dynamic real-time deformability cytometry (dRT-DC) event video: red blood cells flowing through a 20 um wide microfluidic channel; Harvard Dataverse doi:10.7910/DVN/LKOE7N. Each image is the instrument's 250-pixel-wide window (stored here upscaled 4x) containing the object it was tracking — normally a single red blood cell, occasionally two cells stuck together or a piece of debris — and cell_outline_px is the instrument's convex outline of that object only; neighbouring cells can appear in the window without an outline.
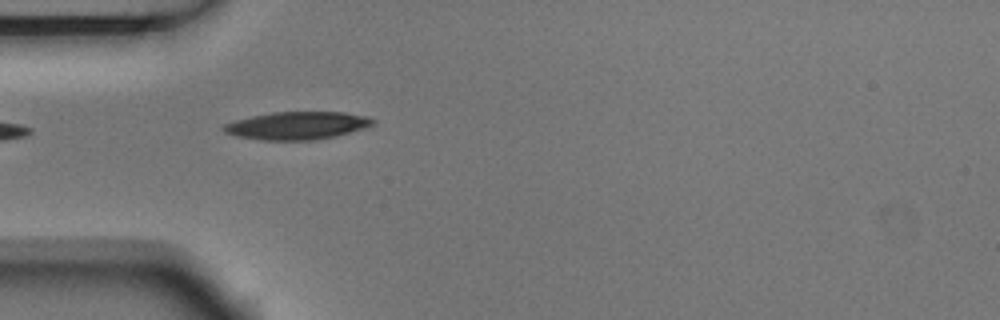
{"species": "Egyptian fruit bat (a non-hibernating species)", "species_latin": "Rousettus aegyptiacus", "temperature_condition": "room temperature", "stored_images_in_passage": 5, "camera_frame_rate_fps": 3000, "um_per_image_px": 0.085, "animal": {"sex": "male"}, "frame": {"image": 1, "passage_image": 5, "time_ms": 1.333, "image_size_px": [1000, 320], "cell_outline_px": [[376, 120], [372, 124], [364, 128], [316, 140], [260, 140], [236, 136], [224, 132], [220, 128], [224, 124], [236, 120], [252, 116], [272, 112], [344, 112], [368, 116]], "centroid_in_image_um": [25.22, 10.67], "position_along_channel_um": 59.8, "area_um2": 24.04}}